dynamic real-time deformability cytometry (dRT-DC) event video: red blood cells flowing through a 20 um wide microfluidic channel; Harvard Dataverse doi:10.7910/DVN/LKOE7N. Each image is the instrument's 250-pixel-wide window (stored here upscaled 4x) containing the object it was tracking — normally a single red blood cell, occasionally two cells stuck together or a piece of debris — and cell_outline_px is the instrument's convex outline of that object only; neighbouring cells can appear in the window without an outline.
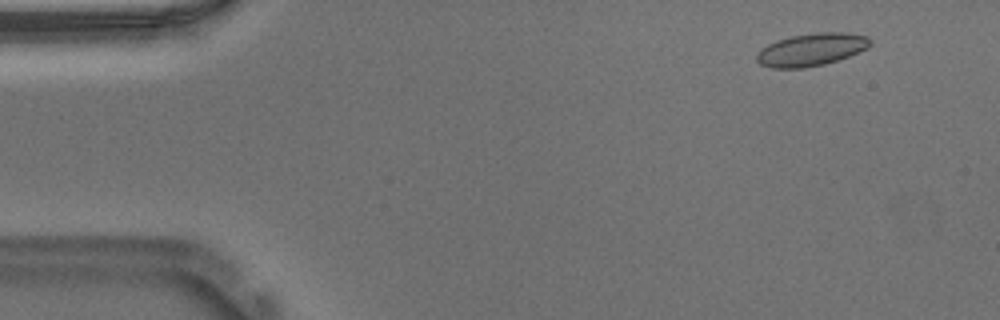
{"species": "Egyptian fruit bat (a non-hibernating species)", "species_latin": "Rousettus aegyptiacus", "temperature_condition": "warm", "stored_images_in_passage": 54, "camera_frame_rate_fps": 3000, "um_per_image_px": 0.085, "animal": {"sex": "male"}, "frame": {"image": 1, "passage_image": 5, "time_ms": 1.333, "image_size_px": [1000, 320], "cell_outline_px": [[872, 44], [868, 48], [848, 56], [824, 64], [804, 68], [772, 68], [760, 64], [756, 60], [756, 56], [768, 44], [776, 40], [792, 36], [816, 32], [844, 32], [868, 36], [872, 40]], "centroid_in_image_um": [69.0, 4.21], "position_along_channel_um": 16.0, "area_um2": 21.5}}
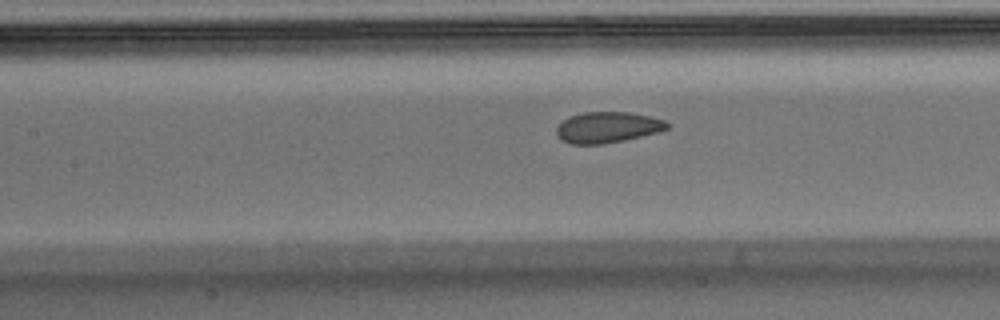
{"frame": {"image": 2, "passage_image": 24, "time_ms": 7.667, "image_size_px": [1000, 320], "cell_outline_px": [[668, 128], [656, 132], [624, 140], [604, 144], [572, 144], [560, 140], [556, 132], [556, 128], [568, 116], [584, 112], [628, 112], [648, 116], [664, 120], [668, 124]], "centroid_in_image_um": [51.59, 10.82], "position_along_channel_um": 155.8, "area_um2": 19.77}}
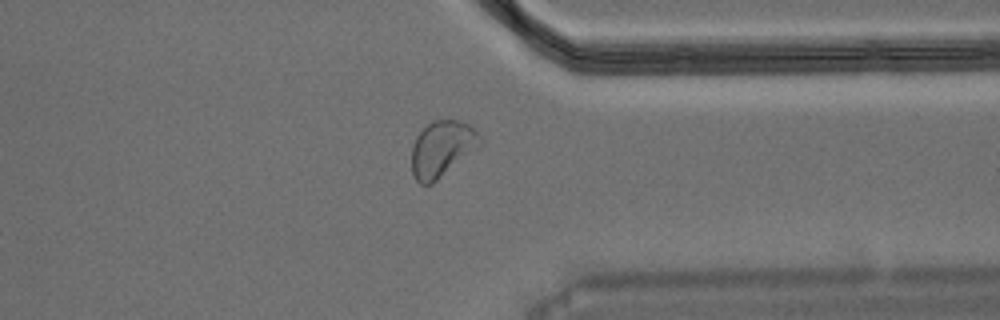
{"frame": {"image": 3, "passage_image": 42, "time_ms": 13.667, "image_size_px": [1000, 320], "cell_outline_px": [[484, 144], [432, 184], [420, 184], [412, 176], [412, 144], [416, 136], [432, 120], [460, 120], [468, 124], [484, 140]], "centroid_in_image_um": [37.58, 12.65], "position_along_channel_um": 373.8, "area_um2": 22.54}, "authors_computed_cell_mechanics": {"area_um2": 21.1259, "velocity_mm_per_s": 3.699, "shape_relaxation_time_tau1_ms": 4.3307, "shape_relaxation_time_tau2_ms": 0.9839, "deformation_change_tau1": 0.104, "deformation_change_tau2": 0.0437}}